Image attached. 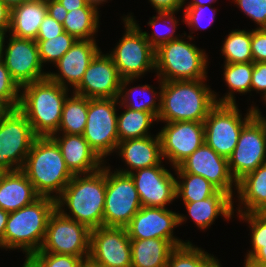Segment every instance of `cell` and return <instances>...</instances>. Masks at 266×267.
I'll return each instance as SVG.
<instances>
[{
	"instance_id": "6da1fadb",
	"label": "cell",
	"mask_w": 266,
	"mask_h": 267,
	"mask_svg": "<svg viewBox=\"0 0 266 267\" xmlns=\"http://www.w3.org/2000/svg\"><path fill=\"white\" fill-rule=\"evenodd\" d=\"M105 194L106 163L96 172L74 175L56 199V208L93 230L103 226Z\"/></svg>"
},
{
	"instance_id": "7a4b0ae2",
	"label": "cell",
	"mask_w": 266,
	"mask_h": 267,
	"mask_svg": "<svg viewBox=\"0 0 266 267\" xmlns=\"http://www.w3.org/2000/svg\"><path fill=\"white\" fill-rule=\"evenodd\" d=\"M206 80L163 81L157 122H204L216 104Z\"/></svg>"
},
{
	"instance_id": "3957f363",
	"label": "cell",
	"mask_w": 266,
	"mask_h": 267,
	"mask_svg": "<svg viewBox=\"0 0 266 267\" xmlns=\"http://www.w3.org/2000/svg\"><path fill=\"white\" fill-rule=\"evenodd\" d=\"M21 90L18 109L29 121L33 132L38 137L56 133L70 88H64L47 77L25 84Z\"/></svg>"
},
{
	"instance_id": "277c9868",
	"label": "cell",
	"mask_w": 266,
	"mask_h": 267,
	"mask_svg": "<svg viewBox=\"0 0 266 267\" xmlns=\"http://www.w3.org/2000/svg\"><path fill=\"white\" fill-rule=\"evenodd\" d=\"M40 197L56 200L74 176L61 150L50 137H37L21 169Z\"/></svg>"
},
{
	"instance_id": "5b68a950",
	"label": "cell",
	"mask_w": 266,
	"mask_h": 267,
	"mask_svg": "<svg viewBox=\"0 0 266 267\" xmlns=\"http://www.w3.org/2000/svg\"><path fill=\"white\" fill-rule=\"evenodd\" d=\"M56 208V200L39 197L33 203L9 213L3 236V249H19L26 259L39 251L46 235L47 223Z\"/></svg>"
},
{
	"instance_id": "8992f818",
	"label": "cell",
	"mask_w": 266,
	"mask_h": 267,
	"mask_svg": "<svg viewBox=\"0 0 266 267\" xmlns=\"http://www.w3.org/2000/svg\"><path fill=\"white\" fill-rule=\"evenodd\" d=\"M207 66L205 50L181 36L155 50V72L162 82L207 79Z\"/></svg>"
},
{
	"instance_id": "52a82bcc",
	"label": "cell",
	"mask_w": 266,
	"mask_h": 267,
	"mask_svg": "<svg viewBox=\"0 0 266 267\" xmlns=\"http://www.w3.org/2000/svg\"><path fill=\"white\" fill-rule=\"evenodd\" d=\"M122 18L124 34L109 55L122 78L139 79L146 72L155 71V49L142 33L132 13Z\"/></svg>"
},
{
	"instance_id": "ba28073f",
	"label": "cell",
	"mask_w": 266,
	"mask_h": 267,
	"mask_svg": "<svg viewBox=\"0 0 266 267\" xmlns=\"http://www.w3.org/2000/svg\"><path fill=\"white\" fill-rule=\"evenodd\" d=\"M254 106L252 104L242 117L237 103H216L203 122L205 144L228 159L237 145L242 128L254 117Z\"/></svg>"
},
{
	"instance_id": "9c48e42d",
	"label": "cell",
	"mask_w": 266,
	"mask_h": 267,
	"mask_svg": "<svg viewBox=\"0 0 266 267\" xmlns=\"http://www.w3.org/2000/svg\"><path fill=\"white\" fill-rule=\"evenodd\" d=\"M38 136L25 115L10 109L0 118V171L22 169L26 156Z\"/></svg>"
},
{
	"instance_id": "30bf717a",
	"label": "cell",
	"mask_w": 266,
	"mask_h": 267,
	"mask_svg": "<svg viewBox=\"0 0 266 267\" xmlns=\"http://www.w3.org/2000/svg\"><path fill=\"white\" fill-rule=\"evenodd\" d=\"M118 99L88 98L87 122L83 132L84 139L96 154L107 163L105 158L115 153L119 138L117 131Z\"/></svg>"
},
{
	"instance_id": "8fae6325",
	"label": "cell",
	"mask_w": 266,
	"mask_h": 267,
	"mask_svg": "<svg viewBox=\"0 0 266 267\" xmlns=\"http://www.w3.org/2000/svg\"><path fill=\"white\" fill-rule=\"evenodd\" d=\"M141 207L132 177L116 170L111 172L110 165H106L103 226L126 227Z\"/></svg>"
},
{
	"instance_id": "7c38bea8",
	"label": "cell",
	"mask_w": 266,
	"mask_h": 267,
	"mask_svg": "<svg viewBox=\"0 0 266 267\" xmlns=\"http://www.w3.org/2000/svg\"><path fill=\"white\" fill-rule=\"evenodd\" d=\"M91 230L63 215L57 208L49 217L44 242L39 251L68 254L82 259L90 255Z\"/></svg>"
},
{
	"instance_id": "4fadbf2b",
	"label": "cell",
	"mask_w": 266,
	"mask_h": 267,
	"mask_svg": "<svg viewBox=\"0 0 266 267\" xmlns=\"http://www.w3.org/2000/svg\"><path fill=\"white\" fill-rule=\"evenodd\" d=\"M185 214H179L167 208L141 207L130 223L125 227L130 239H162L170 241L175 247L182 246L183 241L174 236L177 226L187 221Z\"/></svg>"
},
{
	"instance_id": "5bb4252c",
	"label": "cell",
	"mask_w": 266,
	"mask_h": 267,
	"mask_svg": "<svg viewBox=\"0 0 266 267\" xmlns=\"http://www.w3.org/2000/svg\"><path fill=\"white\" fill-rule=\"evenodd\" d=\"M5 42L4 40L1 59L20 87L47 78L48 72L43 71L44 66L40 61L35 40L17 38L9 34L6 46Z\"/></svg>"
},
{
	"instance_id": "9a60e30c",
	"label": "cell",
	"mask_w": 266,
	"mask_h": 267,
	"mask_svg": "<svg viewBox=\"0 0 266 267\" xmlns=\"http://www.w3.org/2000/svg\"><path fill=\"white\" fill-rule=\"evenodd\" d=\"M164 123L165 126L158 132L162 156L174 169L205 143L204 123L196 121Z\"/></svg>"
},
{
	"instance_id": "2e32d148",
	"label": "cell",
	"mask_w": 266,
	"mask_h": 267,
	"mask_svg": "<svg viewBox=\"0 0 266 267\" xmlns=\"http://www.w3.org/2000/svg\"><path fill=\"white\" fill-rule=\"evenodd\" d=\"M228 163L236 182L266 163V136L261 123L255 117L242 128Z\"/></svg>"
},
{
	"instance_id": "e0dca14e",
	"label": "cell",
	"mask_w": 266,
	"mask_h": 267,
	"mask_svg": "<svg viewBox=\"0 0 266 267\" xmlns=\"http://www.w3.org/2000/svg\"><path fill=\"white\" fill-rule=\"evenodd\" d=\"M130 245L125 227L100 226L91 230L89 257L105 267H132Z\"/></svg>"
},
{
	"instance_id": "ac0fdd59",
	"label": "cell",
	"mask_w": 266,
	"mask_h": 267,
	"mask_svg": "<svg viewBox=\"0 0 266 267\" xmlns=\"http://www.w3.org/2000/svg\"><path fill=\"white\" fill-rule=\"evenodd\" d=\"M122 79L109 53L100 50L73 92L89 99H118Z\"/></svg>"
},
{
	"instance_id": "d6986e66",
	"label": "cell",
	"mask_w": 266,
	"mask_h": 267,
	"mask_svg": "<svg viewBox=\"0 0 266 267\" xmlns=\"http://www.w3.org/2000/svg\"><path fill=\"white\" fill-rule=\"evenodd\" d=\"M178 167L185 173L204 177L218 190L229 194L232 198L236 194L237 182L230 173L228 159L217 154L205 143L183 160Z\"/></svg>"
},
{
	"instance_id": "ffe728a7",
	"label": "cell",
	"mask_w": 266,
	"mask_h": 267,
	"mask_svg": "<svg viewBox=\"0 0 266 267\" xmlns=\"http://www.w3.org/2000/svg\"><path fill=\"white\" fill-rule=\"evenodd\" d=\"M156 165L136 170L132 177L141 206L166 208L176 199V177L164 167Z\"/></svg>"
},
{
	"instance_id": "44dd1931",
	"label": "cell",
	"mask_w": 266,
	"mask_h": 267,
	"mask_svg": "<svg viewBox=\"0 0 266 267\" xmlns=\"http://www.w3.org/2000/svg\"><path fill=\"white\" fill-rule=\"evenodd\" d=\"M101 50L96 39L77 40L74 45L55 64L58 72H48V78L73 90L80 84L91 60Z\"/></svg>"
},
{
	"instance_id": "7402d4cb",
	"label": "cell",
	"mask_w": 266,
	"mask_h": 267,
	"mask_svg": "<svg viewBox=\"0 0 266 267\" xmlns=\"http://www.w3.org/2000/svg\"><path fill=\"white\" fill-rule=\"evenodd\" d=\"M50 137L59 146L65 164L73 175L96 172L105 164L83 135L54 133Z\"/></svg>"
},
{
	"instance_id": "603a6c76",
	"label": "cell",
	"mask_w": 266,
	"mask_h": 267,
	"mask_svg": "<svg viewBox=\"0 0 266 267\" xmlns=\"http://www.w3.org/2000/svg\"><path fill=\"white\" fill-rule=\"evenodd\" d=\"M116 154L125 162V168L115 169L124 174L136 170L162 165V149L160 136L127 139L118 143Z\"/></svg>"
},
{
	"instance_id": "cb8c5ba5",
	"label": "cell",
	"mask_w": 266,
	"mask_h": 267,
	"mask_svg": "<svg viewBox=\"0 0 266 267\" xmlns=\"http://www.w3.org/2000/svg\"><path fill=\"white\" fill-rule=\"evenodd\" d=\"M40 196L25 173L18 169L0 173V208L13 212L33 203Z\"/></svg>"
},
{
	"instance_id": "d4e9b609",
	"label": "cell",
	"mask_w": 266,
	"mask_h": 267,
	"mask_svg": "<svg viewBox=\"0 0 266 267\" xmlns=\"http://www.w3.org/2000/svg\"><path fill=\"white\" fill-rule=\"evenodd\" d=\"M229 194L218 190L213 196L196 201L184 203L187 215L192 219L195 225L206 230L211 227L218 216H223L229 221L234 216V201Z\"/></svg>"
},
{
	"instance_id": "484cf974",
	"label": "cell",
	"mask_w": 266,
	"mask_h": 267,
	"mask_svg": "<svg viewBox=\"0 0 266 267\" xmlns=\"http://www.w3.org/2000/svg\"><path fill=\"white\" fill-rule=\"evenodd\" d=\"M236 192L239 202L236 213L266 212V163L240 179Z\"/></svg>"
},
{
	"instance_id": "4316f807",
	"label": "cell",
	"mask_w": 266,
	"mask_h": 267,
	"mask_svg": "<svg viewBox=\"0 0 266 267\" xmlns=\"http://www.w3.org/2000/svg\"><path fill=\"white\" fill-rule=\"evenodd\" d=\"M47 15L46 0H30L11 9L10 35L36 40Z\"/></svg>"
},
{
	"instance_id": "83f0119b",
	"label": "cell",
	"mask_w": 266,
	"mask_h": 267,
	"mask_svg": "<svg viewBox=\"0 0 266 267\" xmlns=\"http://www.w3.org/2000/svg\"><path fill=\"white\" fill-rule=\"evenodd\" d=\"M133 81H135V78L122 79L118 96L119 106H124L131 110L150 112L157 118L160 111L162 81L158 78V83L160 84L158 92L154 90L156 88L146 83L145 85H138L128 89L127 86L129 87V84L133 83ZM136 96H140V99L136 98Z\"/></svg>"
},
{
	"instance_id": "f1b7e54d",
	"label": "cell",
	"mask_w": 266,
	"mask_h": 267,
	"mask_svg": "<svg viewBox=\"0 0 266 267\" xmlns=\"http://www.w3.org/2000/svg\"><path fill=\"white\" fill-rule=\"evenodd\" d=\"M132 267H166L176 248L170 241L157 238L131 239Z\"/></svg>"
},
{
	"instance_id": "f546056e",
	"label": "cell",
	"mask_w": 266,
	"mask_h": 267,
	"mask_svg": "<svg viewBox=\"0 0 266 267\" xmlns=\"http://www.w3.org/2000/svg\"><path fill=\"white\" fill-rule=\"evenodd\" d=\"M99 9L98 6L88 2L83 8L68 12L62 24L64 31L77 40L95 39L100 26Z\"/></svg>"
},
{
	"instance_id": "4dcf8cb0",
	"label": "cell",
	"mask_w": 266,
	"mask_h": 267,
	"mask_svg": "<svg viewBox=\"0 0 266 267\" xmlns=\"http://www.w3.org/2000/svg\"><path fill=\"white\" fill-rule=\"evenodd\" d=\"M223 68V79L229 90L221 98H217L219 95L214 92L215 101L221 104H236L235 93L245 95L251 92L254 63H227Z\"/></svg>"
},
{
	"instance_id": "1f68e13d",
	"label": "cell",
	"mask_w": 266,
	"mask_h": 267,
	"mask_svg": "<svg viewBox=\"0 0 266 267\" xmlns=\"http://www.w3.org/2000/svg\"><path fill=\"white\" fill-rule=\"evenodd\" d=\"M124 112L118 114L117 131L119 142L127 139L143 138L151 136L150 127L157 118L150 112L131 110L127 107Z\"/></svg>"
},
{
	"instance_id": "d6a6232c",
	"label": "cell",
	"mask_w": 266,
	"mask_h": 267,
	"mask_svg": "<svg viewBox=\"0 0 266 267\" xmlns=\"http://www.w3.org/2000/svg\"><path fill=\"white\" fill-rule=\"evenodd\" d=\"M87 114L88 98L74 92L68 95L63 105L61 122L56 133L82 135L87 122Z\"/></svg>"
},
{
	"instance_id": "836d02e7",
	"label": "cell",
	"mask_w": 266,
	"mask_h": 267,
	"mask_svg": "<svg viewBox=\"0 0 266 267\" xmlns=\"http://www.w3.org/2000/svg\"><path fill=\"white\" fill-rule=\"evenodd\" d=\"M174 170L175 175L177 174L176 199L181 198L183 203L209 198L218 191L212 183L200 175L185 173L178 166Z\"/></svg>"
},
{
	"instance_id": "e575fe53",
	"label": "cell",
	"mask_w": 266,
	"mask_h": 267,
	"mask_svg": "<svg viewBox=\"0 0 266 267\" xmlns=\"http://www.w3.org/2000/svg\"><path fill=\"white\" fill-rule=\"evenodd\" d=\"M220 49L225 59L224 64L253 62L251 30H231Z\"/></svg>"
},
{
	"instance_id": "d590c367",
	"label": "cell",
	"mask_w": 266,
	"mask_h": 267,
	"mask_svg": "<svg viewBox=\"0 0 266 267\" xmlns=\"http://www.w3.org/2000/svg\"><path fill=\"white\" fill-rule=\"evenodd\" d=\"M175 14V12H157L158 16L155 15L152 18L150 17V20L148 21V26H150L154 30V32L152 31V33L150 34L149 32L142 31L150 45L155 50L160 45L183 36L180 34H175L177 26L179 25ZM160 25H162L164 28L162 29Z\"/></svg>"
},
{
	"instance_id": "8d00e7d4",
	"label": "cell",
	"mask_w": 266,
	"mask_h": 267,
	"mask_svg": "<svg viewBox=\"0 0 266 267\" xmlns=\"http://www.w3.org/2000/svg\"><path fill=\"white\" fill-rule=\"evenodd\" d=\"M38 46L39 58L44 64H56L63 55L74 45L77 39L66 31L49 40H35Z\"/></svg>"
},
{
	"instance_id": "74e56055",
	"label": "cell",
	"mask_w": 266,
	"mask_h": 267,
	"mask_svg": "<svg viewBox=\"0 0 266 267\" xmlns=\"http://www.w3.org/2000/svg\"><path fill=\"white\" fill-rule=\"evenodd\" d=\"M187 242L170 254L166 267H200L210 256L208 252Z\"/></svg>"
},
{
	"instance_id": "f35d334b",
	"label": "cell",
	"mask_w": 266,
	"mask_h": 267,
	"mask_svg": "<svg viewBox=\"0 0 266 267\" xmlns=\"http://www.w3.org/2000/svg\"><path fill=\"white\" fill-rule=\"evenodd\" d=\"M239 215V216H238ZM240 221L249 224L251 232V250L245 255L244 264L260 249L266 245V212L264 213H237Z\"/></svg>"
},
{
	"instance_id": "ab89813d",
	"label": "cell",
	"mask_w": 266,
	"mask_h": 267,
	"mask_svg": "<svg viewBox=\"0 0 266 267\" xmlns=\"http://www.w3.org/2000/svg\"><path fill=\"white\" fill-rule=\"evenodd\" d=\"M184 8L183 23H186L189 30L194 31L205 30L213 24L217 9L210 5L204 6H186ZM209 13V14H208Z\"/></svg>"
},
{
	"instance_id": "60d3db41",
	"label": "cell",
	"mask_w": 266,
	"mask_h": 267,
	"mask_svg": "<svg viewBox=\"0 0 266 267\" xmlns=\"http://www.w3.org/2000/svg\"><path fill=\"white\" fill-rule=\"evenodd\" d=\"M27 260L34 267H80L82 258L68 254L34 252Z\"/></svg>"
},
{
	"instance_id": "b9f144b4",
	"label": "cell",
	"mask_w": 266,
	"mask_h": 267,
	"mask_svg": "<svg viewBox=\"0 0 266 267\" xmlns=\"http://www.w3.org/2000/svg\"><path fill=\"white\" fill-rule=\"evenodd\" d=\"M21 87L12 78L10 72L0 59V99L11 109L18 108L20 102Z\"/></svg>"
},
{
	"instance_id": "7bdbcfd3",
	"label": "cell",
	"mask_w": 266,
	"mask_h": 267,
	"mask_svg": "<svg viewBox=\"0 0 266 267\" xmlns=\"http://www.w3.org/2000/svg\"><path fill=\"white\" fill-rule=\"evenodd\" d=\"M241 12L254 21L256 28H266V0H232Z\"/></svg>"
},
{
	"instance_id": "ee69618b",
	"label": "cell",
	"mask_w": 266,
	"mask_h": 267,
	"mask_svg": "<svg viewBox=\"0 0 266 267\" xmlns=\"http://www.w3.org/2000/svg\"><path fill=\"white\" fill-rule=\"evenodd\" d=\"M253 63L266 62V28L251 30Z\"/></svg>"
},
{
	"instance_id": "f6af8a7d",
	"label": "cell",
	"mask_w": 266,
	"mask_h": 267,
	"mask_svg": "<svg viewBox=\"0 0 266 267\" xmlns=\"http://www.w3.org/2000/svg\"><path fill=\"white\" fill-rule=\"evenodd\" d=\"M63 32V25L47 14L40 25L36 40H49Z\"/></svg>"
},
{
	"instance_id": "bcb514c9",
	"label": "cell",
	"mask_w": 266,
	"mask_h": 267,
	"mask_svg": "<svg viewBox=\"0 0 266 267\" xmlns=\"http://www.w3.org/2000/svg\"><path fill=\"white\" fill-rule=\"evenodd\" d=\"M261 93V97H266V62L254 63L252 72L251 91Z\"/></svg>"
},
{
	"instance_id": "7dc6e473",
	"label": "cell",
	"mask_w": 266,
	"mask_h": 267,
	"mask_svg": "<svg viewBox=\"0 0 266 267\" xmlns=\"http://www.w3.org/2000/svg\"><path fill=\"white\" fill-rule=\"evenodd\" d=\"M187 0H149L157 12H178L184 7Z\"/></svg>"
},
{
	"instance_id": "c3c4849f",
	"label": "cell",
	"mask_w": 266,
	"mask_h": 267,
	"mask_svg": "<svg viewBox=\"0 0 266 267\" xmlns=\"http://www.w3.org/2000/svg\"><path fill=\"white\" fill-rule=\"evenodd\" d=\"M47 14L63 24L68 11L57 0H46Z\"/></svg>"
},
{
	"instance_id": "681fc988",
	"label": "cell",
	"mask_w": 266,
	"mask_h": 267,
	"mask_svg": "<svg viewBox=\"0 0 266 267\" xmlns=\"http://www.w3.org/2000/svg\"><path fill=\"white\" fill-rule=\"evenodd\" d=\"M243 266L266 267V245H263Z\"/></svg>"
},
{
	"instance_id": "f907efd6",
	"label": "cell",
	"mask_w": 266,
	"mask_h": 267,
	"mask_svg": "<svg viewBox=\"0 0 266 267\" xmlns=\"http://www.w3.org/2000/svg\"><path fill=\"white\" fill-rule=\"evenodd\" d=\"M11 23V9L0 1V31H9Z\"/></svg>"
},
{
	"instance_id": "816d5d0a",
	"label": "cell",
	"mask_w": 266,
	"mask_h": 267,
	"mask_svg": "<svg viewBox=\"0 0 266 267\" xmlns=\"http://www.w3.org/2000/svg\"><path fill=\"white\" fill-rule=\"evenodd\" d=\"M61 5L68 11L76 10L78 8H83L88 1L87 0H57Z\"/></svg>"
},
{
	"instance_id": "f5cc1de1",
	"label": "cell",
	"mask_w": 266,
	"mask_h": 267,
	"mask_svg": "<svg viewBox=\"0 0 266 267\" xmlns=\"http://www.w3.org/2000/svg\"><path fill=\"white\" fill-rule=\"evenodd\" d=\"M9 212L0 208V248H3V236L6 228Z\"/></svg>"
},
{
	"instance_id": "db71d44e",
	"label": "cell",
	"mask_w": 266,
	"mask_h": 267,
	"mask_svg": "<svg viewBox=\"0 0 266 267\" xmlns=\"http://www.w3.org/2000/svg\"><path fill=\"white\" fill-rule=\"evenodd\" d=\"M253 116L261 123L266 136V116L264 117L260 109L256 106H254Z\"/></svg>"
},
{
	"instance_id": "11a10c76",
	"label": "cell",
	"mask_w": 266,
	"mask_h": 267,
	"mask_svg": "<svg viewBox=\"0 0 266 267\" xmlns=\"http://www.w3.org/2000/svg\"><path fill=\"white\" fill-rule=\"evenodd\" d=\"M212 254L200 267H221L219 259Z\"/></svg>"
},
{
	"instance_id": "9f6ffc18",
	"label": "cell",
	"mask_w": 266,
	"mask_h": 267,
	"mask_svg": "<svg viewBox=\"0 0 266 267\" xmlns=\"http://www.w3.org/2000/svg\"><path fill=\"white\" fill-rule=\"evenodd\" d=\"M80 267H105L102 264H99L97 262H95L92 258L90 257H86L83 258Z\"/></svg>"
},
{
	"instance_id": "6f0895ef",
	"label": "cell",
	"mask_w": 266,
	"mask_h": 267,
	"mask_svg": "<svg viewBox=\"0 0 266 267\" xmlns=\"http://www.w3.org/2000/svg\"><path fill=\"white\" fill-rule=\"evenodd\" d=\"M218 0H191L190 2L188 1L187 6H204V5H211L212 3H215Z\"/></svg>"
},
{
	"instance_id": "680465c9",
	"label": "cell",
	"mask_w": 266,
	"mask_h": 267,
	"mask_svg": "<svg viewBox=\"0 0 266 267\" xmlns=\"http://www.w3.org/2000/svg\"><path fill=\"white\" fill-rule=\"evenodd\" d=\"M2 3L6 4L10 9L17 7L30 0H0Z\"/></svg>"
},
{
	"instance_id": "91938a15",
	"label": "cell",
	"mask_w": 266,
	"mask_h": 267,
	"mask_svg": "<svg viewBox=\"0 0 266 267\" xmlns=\"http://www.w3.org/2000/svg\"><path fill=\"white\" fill-rule=\"evenodd\" d=\"M7 33L9 34V31H0V59L2 57L4 40H7L5 38L8 37V35L6 36Z\"/></svg>"
},
{
	"instance_id": "94428289",
	"label": "cell",
	"mask_w": 266,
	"mask_h": 267,
	"mask_svg": "<svg viewBox=\"0 0 266 267\" xmlns=\"http://www.w3.org/2000/svg\"><path fill=\"white\" fill-rule=\"evenodd\" d=\"M11 108L0 99V118L4 116Z\"/></svg>"
},
{
	"instance_id": "6125c7cd",
	"label": "cell",
	"mask_w": 266,
	"mask_h": 267,
	"mask_svg": "<svg viewBox=\"0 0 266 267\" xmlns=\"http://www.w3.org/2000/svg\"><path fill=\"white\" fill-rule=\"evenodd\" d=\"M89 3H92L96 6H99L101 4H104L105 2H108V0H87Z\"/></svg>"
},
{
	"instance_id": "be15d7a7",
	"label": "cell",
	"mask_w": 266,
	"mask_h": 267,
	"mask_svg": "<svg viewBox=\"0 0 266 267\" xmlns=\"http://www.w3.org/2000/svg\"><path fill=\"white\" fill-rule=\"evenodd\" d=\"M22 267H34L27 259H25L24 264Z\"/></svg>"
}]
</instances>
